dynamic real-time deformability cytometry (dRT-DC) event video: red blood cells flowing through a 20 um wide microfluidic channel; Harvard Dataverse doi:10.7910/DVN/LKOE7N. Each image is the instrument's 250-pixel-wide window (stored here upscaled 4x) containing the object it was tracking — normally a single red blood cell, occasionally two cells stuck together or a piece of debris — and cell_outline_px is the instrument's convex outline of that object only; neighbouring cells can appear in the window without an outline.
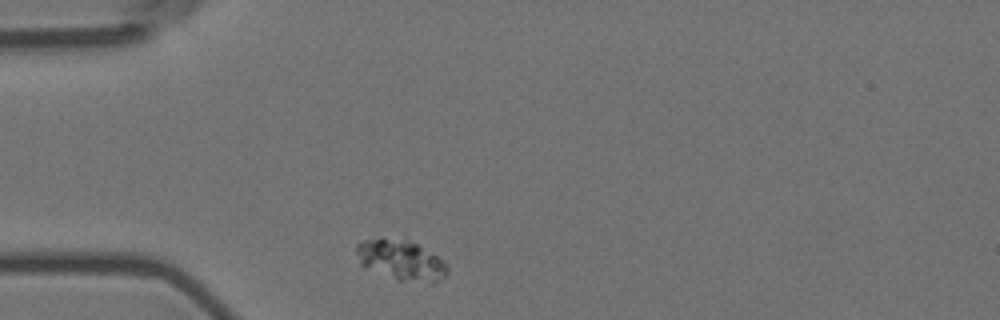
{"species": "Egyptian fruit bat (a non-hibernating species)", "species_latin": "Rousettus aegyptiacus", "temperature_condition": "room temperature", "stored_images_in_passage": 4, "camera_frame_rate_fps": 3000, "um_per_image_px": 0.085, "animal": {"sex": "female"}, "frame": {"image": 1, "passage_image": 1, "time_ms": 0.0, "image_size_px": [1000, 320], "cell_outline_px": [[448, 272], [440, 280], [432, 284], [396, 280], [360, 264], [356, 252], [356, 244], [364, 240], [380, 236], [408, 240], [416, 244], [436, 256], [448, 264]], "centroid_in_image_um": [34.08, 22.11], "position_along_channel_um": 50.9, "area_um2": 21.5}}